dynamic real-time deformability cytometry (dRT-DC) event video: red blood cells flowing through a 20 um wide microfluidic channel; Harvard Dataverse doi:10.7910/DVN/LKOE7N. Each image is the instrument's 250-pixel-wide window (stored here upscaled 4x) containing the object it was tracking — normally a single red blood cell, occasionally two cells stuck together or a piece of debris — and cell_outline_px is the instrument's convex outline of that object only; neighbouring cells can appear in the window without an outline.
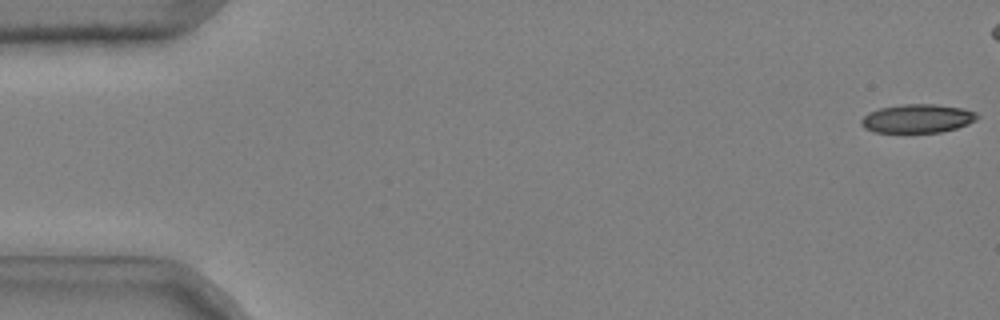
{"species": "common noctule bat (a hibernating species)", "species_latin": "Nyctalus noctula", "temperature_condition": "cold", "stored_images_in_passage": 45, "camera_frame_rate_fps": 3000, "um_per_image_px": 0.085, "animal": {"sex": "male", "body_mass_g": 20.4}, "frame": {"image": 1, "passage_image": 1, "time_ms": 0.0, "image_size_px": [1000, 320], "cell_outline_px": [[980, 116], [976, 120], [968, 124], [956, 128], [940, 132], [876, 132], [864, 128], [860, 124], [860, 120], [868, 112], [880, 108], [904, 104], [936, 104], [960, 108], [976, 112]], "centroid_in_image_um": [77.97, 10.07], "position_along_channel_um": 7.0, "area_um2": 19.31}}
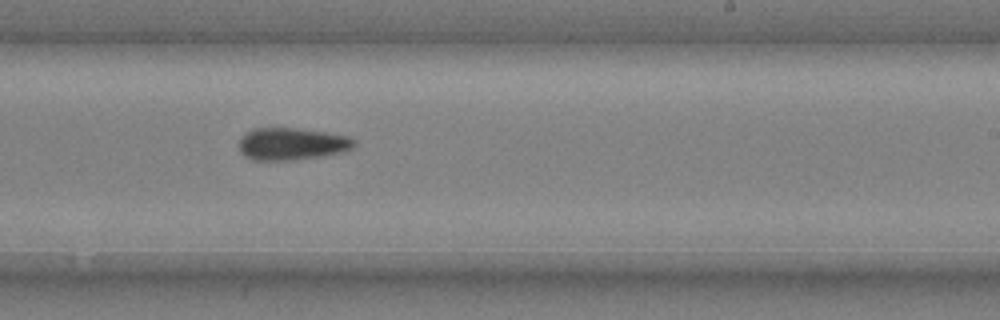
{"frame": {"image": 2, "passage_image": 33, "time_ms": 10.667, "image_size_px": [1000, 320], "cell_outline_px": [[356, 144], [352, 148], [344, 152], [324, 156], [296, 160], [252, 160], [244, 156], [240, 152], [240, 136], [252, 128], [292, 128], [328, 132], [352, 136], [356, 140]], "centroid_in_image_um": [24.84, 12.23], "position_along_channel_um": 264.2, "area_um2": 22.08}}
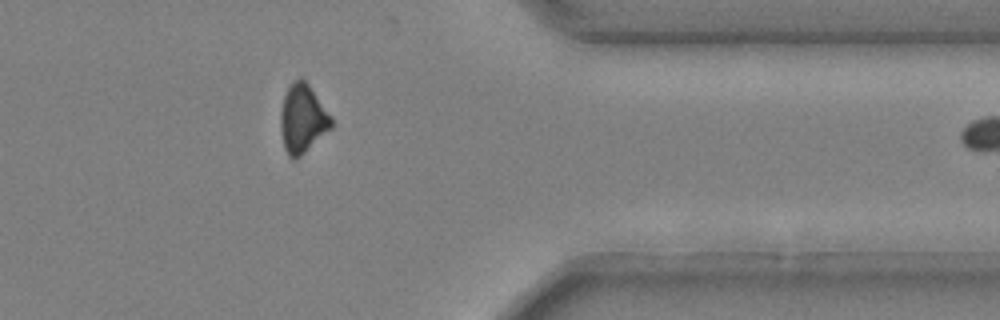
{"frame": {"image": 3, "passage_image": 44, "time_ms": 14.333, "image_size_px": [1000, 320], "cell_outline_px": [[332, 128], [296, 160], [292, 160], [288, 156], [284, 148], [280, 128], [280, 112], [284, 96], [288, 88], [300, 76], [308, 84], [332, 116]], "centroid_in_image_um": [25.72, 10.13], "position_along_channel_um": 385.7, "area_um2": 20.29}}